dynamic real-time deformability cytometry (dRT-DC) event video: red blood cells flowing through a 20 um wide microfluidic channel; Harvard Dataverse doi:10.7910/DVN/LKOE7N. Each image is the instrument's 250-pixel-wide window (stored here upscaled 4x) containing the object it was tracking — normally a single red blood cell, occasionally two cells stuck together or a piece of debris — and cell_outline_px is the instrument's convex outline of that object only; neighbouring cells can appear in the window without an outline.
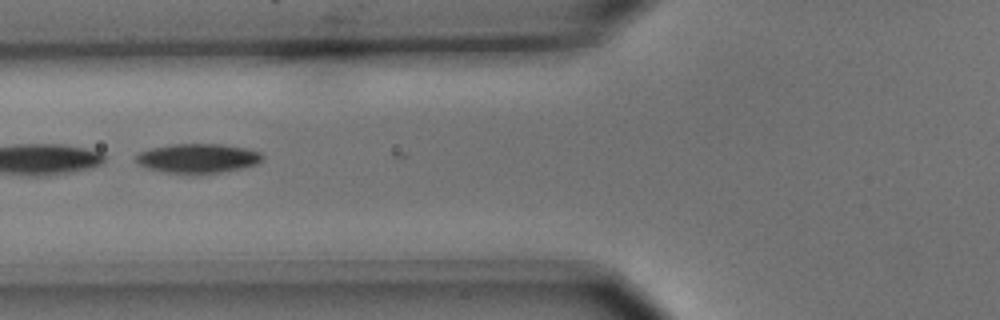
{"species": "common noctule bat (a hibernating species)", "species_latin": "Nyctalus noctula", "temperature_condition": "cold", "stored_images_in_passage": 8, "camera_frame_rate_fps": 3000, "um_per_image_px": 0.085, "animal": {"sex": "male", "body_mass_g": 15.6}, "frame": {"image": 1, "passage_image": 7, "time_ms": 2.0, "image_size_px": [1000, 320], "cell_outline_px": [[264, 160], [256, 164], [244, 168], [220, 172], [164, 172], [148, 168], [136, 164], [136, 156], [140, 152], [152, 148], [172, 144], [224, 144], [244, 148], [260, 152], [264, 156]], "centroid_in_image_um": [16.84, 13.44], "position_along_channel_um": 109.0, "area_um2": 21.33}}